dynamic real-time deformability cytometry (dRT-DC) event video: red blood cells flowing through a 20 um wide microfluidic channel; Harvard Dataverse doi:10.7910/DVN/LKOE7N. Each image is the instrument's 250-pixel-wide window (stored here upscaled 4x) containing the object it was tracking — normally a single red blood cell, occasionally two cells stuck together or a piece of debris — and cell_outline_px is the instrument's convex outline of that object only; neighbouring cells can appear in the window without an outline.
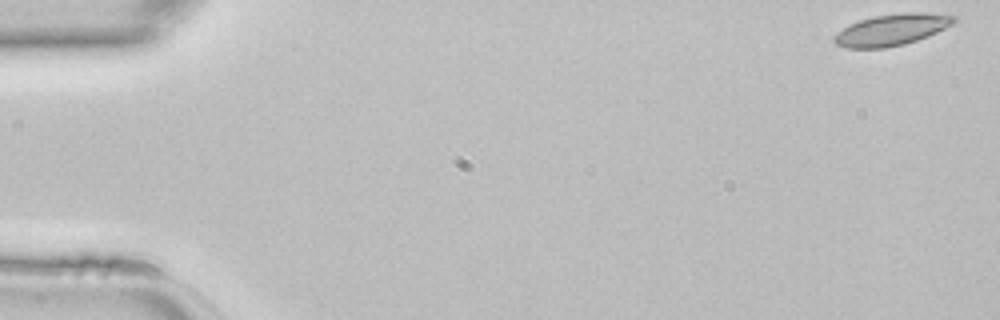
{"species": "common noctule bat (a hibernating species)", "species_latin": "Nyctalus noctula", "temperature_condition": "room temperature", "stored_images_in_passage": 46, "camera_frame_rate_fps": 3000, "um_per_image_px": 0.085, "animal": {"sex": "female", "body_mass_g": 22.7, "forearm_length_mm": 54.2}, "frame": {"image": 1, "passage_image": 1, "time_ms": 0.0, "image_size_px": [1000, 320], "cell_outline_px": [[956, 20], [952, 24], [928, 36], [904, 44], [884, 48], [844, 48], [836, 44], [832, 40], [832, 36], [836, 32], [860, 20], [872, 16], [904, 12], [924, 12], [956, 16]], "centroid_in_image_um": [75.76, 2.53], "position_along_channel_um": 9.2, "area_um2": 21.91}}
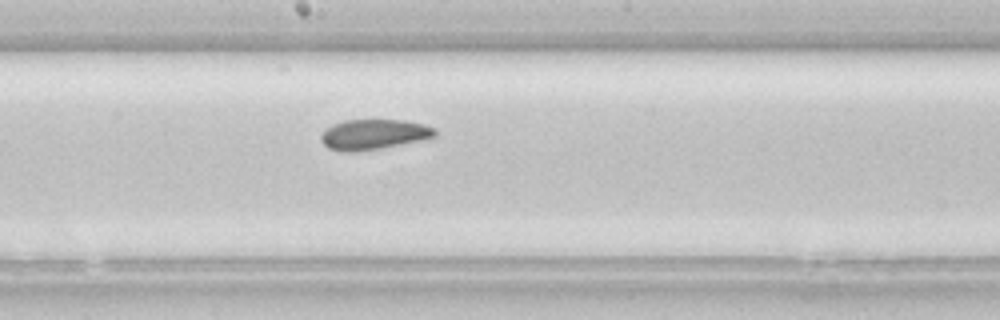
{"frame": {"image": 2, "passage_image": 25, "time_ms": 8.0, "image_size_px": [1000, 320], "cell_outline_px": [[436, 136], [428, 140], [356, 152], [340, 152], [328, 148], [320, 140], [320, 136], [332, 124], [344, 120], [404, 120], [424, 124], [436, 128]], "centroid_in_image_um": [31.81, 11.43], "position_along_channel_um": 216.4, "area_um2": 20.4}}
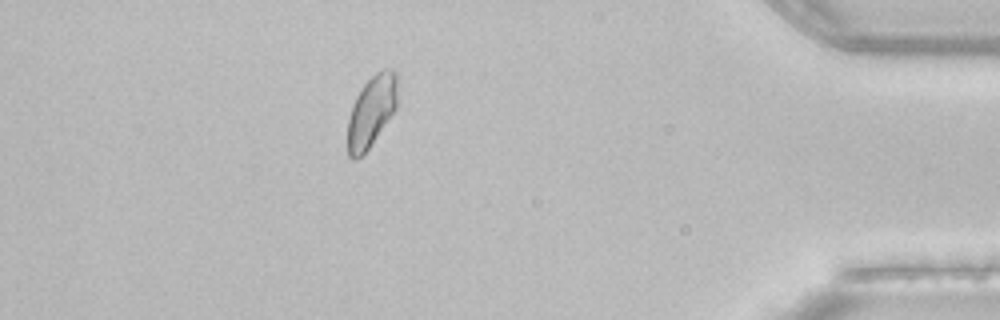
{"frame": {"image": 3, "passage_image": 41, "time_ms": 13.333, "image_size_px": [1000, 320], "cell_outline_px": [[396, 108], [368, 148], [356, 160], [352, 160], [348, 156], [348, 120], [352, 104], [356, 96], [364, 84], [376, 72], [384, 68], [392, 68], [396, 72]], "centroid_in_image_um": [31.55, 9.44], "position_along_channel_um": 403.7, "area_um2": 20.35}}